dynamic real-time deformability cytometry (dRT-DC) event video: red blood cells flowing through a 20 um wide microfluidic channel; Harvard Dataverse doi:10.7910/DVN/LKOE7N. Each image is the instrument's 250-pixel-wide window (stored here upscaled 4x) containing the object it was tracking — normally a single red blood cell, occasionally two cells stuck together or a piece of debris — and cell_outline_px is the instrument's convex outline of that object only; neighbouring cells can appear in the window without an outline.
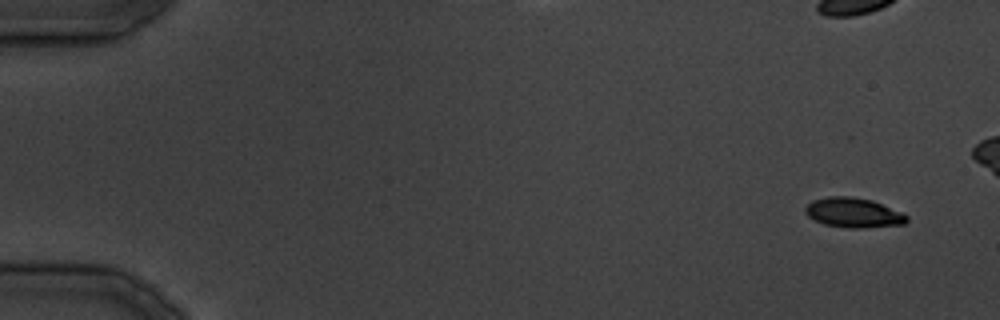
{"species": "common noctule bat (a hibernating species)", "species_latin": "Nyctalus noctula", "temperature_condition": "cold", "stored_images_in_passage": 32, "camera_frame_rate_fps": 3000, "um_per_image_px": 0.085, "animal": {"sex": "male", "body_mass_g": 19.5, "forearm_length_mm": 54.6}, "frame": {"image": 1, "passage_image": 1, "time_ms": 0.0, "image_size_px": [1000, 320], "cell_outline_px": [[908, 220], [904, 224], [864, 228], [848, 228], [824, 224], [808, 216], [804, 212], [804, 208], [812, 200], [828, 196], [852, 196], [872, 200], [900, 212], [908, 216]], "centroid_in_image_um": [72.52, 18.07], "position_along_channel_um": 12.5, "area_um2": 17.57}}